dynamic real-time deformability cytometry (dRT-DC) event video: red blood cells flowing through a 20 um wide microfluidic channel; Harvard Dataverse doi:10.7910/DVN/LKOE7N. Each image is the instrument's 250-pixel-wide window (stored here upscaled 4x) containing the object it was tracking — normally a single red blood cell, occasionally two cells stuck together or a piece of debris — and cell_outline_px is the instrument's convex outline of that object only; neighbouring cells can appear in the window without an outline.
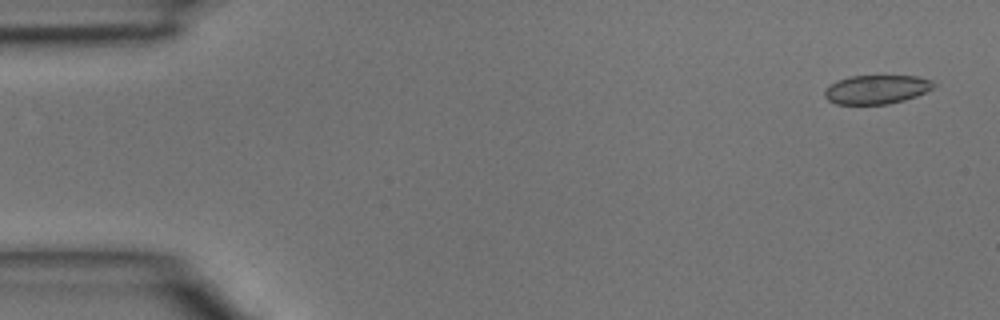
{"species": "common noctule bat (a hibernating species)", "species_latin": "Nyctalus noctula", "temperature_condition": "room temperature", "stored_images_in_passage": 3, "camera_frame_rate_fps": 3000, "um_per_image_px": 0.085, "animal": {"sex": "male", "body_mass_g": 15.6}, "frame": {"image": 1, "passage_image": 1, "time_ms": 0.0, "image_size_px": [1000, 320], "cell_outline_px": [[936, 84], [932, 88], [916, 96], [904, 100], [888, 104], [836, 104], [828, 100], [824, 96], [824, 92], [832, 84], [848, 76], [916, 76], [932, 80]], "centroid_in_image_um": [74.52, 7.6], "position_along_channel_um": 10.5, "area_um2": 18.15}}